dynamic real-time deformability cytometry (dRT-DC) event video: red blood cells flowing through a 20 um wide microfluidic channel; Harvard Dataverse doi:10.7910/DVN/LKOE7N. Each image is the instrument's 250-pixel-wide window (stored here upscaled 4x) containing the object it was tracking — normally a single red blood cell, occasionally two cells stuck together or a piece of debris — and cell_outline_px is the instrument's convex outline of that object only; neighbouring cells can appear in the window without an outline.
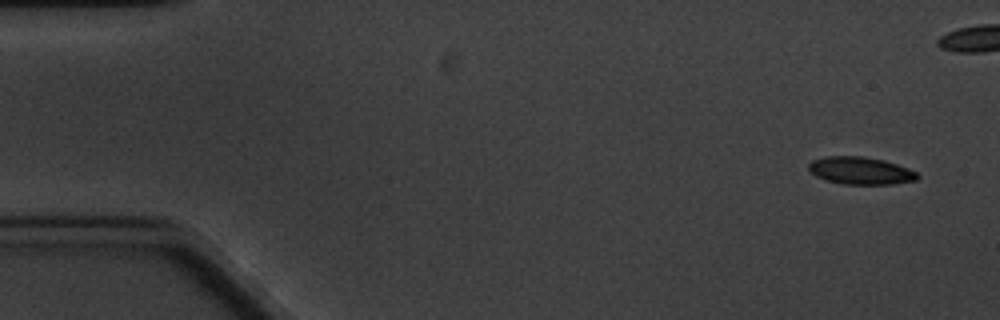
{"species": "common noctule bat (a hibernating species)", "species_latin": "Nyctalus noctula", "temperature_condition": "cold", "stored_images_in_passage": 6, "camera_frame_rate_fps": 3000, "um_per_image_px": 0.085, "animal": {"sex": "male", "body_mass_g": 20.1, "forearm_length_mm": 53.5}, "frame": {"image": 1, "passage_image": 1, "time_ms": 0.0, "image_size_px": [1000, 320], "cell_outline_px": [[920, 176], [916, 180], [892, 184], [844, 184], [828, 180], [816, 176], [808, 168], [808, 164], [812, 160], [824, 156], [864, 156], [884, 160], [908, 168], [916, 172]], "centroid_in_image_um": [73.15, 14.49], "position_along_channel_um": 11.9, "area_um2": 17.34}}